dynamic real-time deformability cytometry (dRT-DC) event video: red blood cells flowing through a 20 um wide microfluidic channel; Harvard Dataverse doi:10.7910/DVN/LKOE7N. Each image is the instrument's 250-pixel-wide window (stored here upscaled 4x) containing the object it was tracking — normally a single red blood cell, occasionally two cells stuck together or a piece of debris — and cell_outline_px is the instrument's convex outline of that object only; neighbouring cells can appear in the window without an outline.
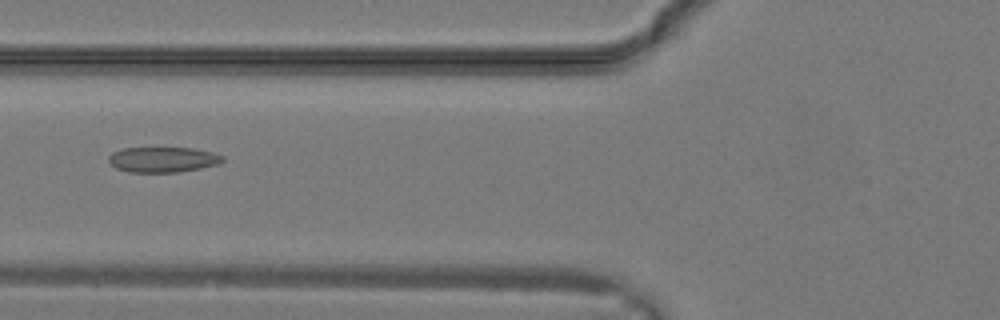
{"species": "common noctule bat (a hibernating species)", "species_latin": "Nyctalus noctula", "temperature_condition": "warm", "stored_images_in_passage": 26, "camera_frame_rate_fps": 3000, "um_per_image_px": 0.085, "animal": {"sex": "male", "body_mass_g": 19.2, "forearm_length_mm": 51.8}, "frame": {"image": 1, "passage_image": 8, "time_ms": 2.333, "image_size_px": [1000, 320], "cell_outline_px": [[224, 160], [220, 164], [180, 172], [128, 172], [116, 168], [108, 160], [108, 156], [112, 152], [124, 148], [192, 148], [212, 152], [224, 156]], "centroid_in_image_um": [13.86, 13.56], "position_along_channel_um": 111.9, "area_um2": 16.88}}
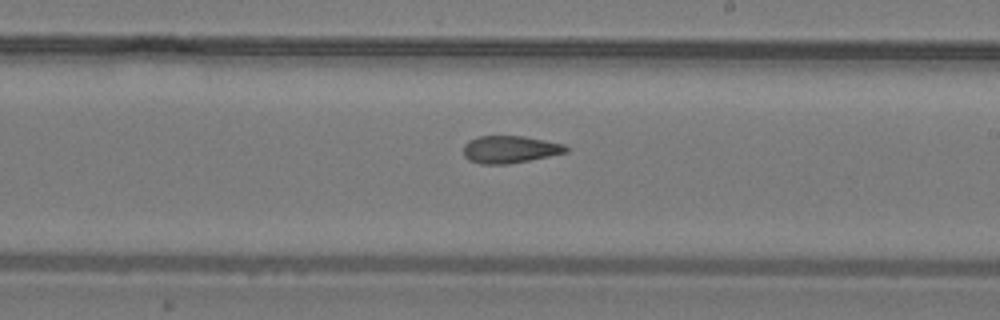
{"frame": {"image": 2, "passage_image": 14, "time_ms": 4.333, "image_size_px": [1000, 320], "cell_outline_px": [[568, 152], [528, 160], [504, 164], [480, 164], [468, 160], [464, 156], [464, 144], [468, 140], [480, 136], [524, 136], [564, 144], [568, 148]], "centroid_in_image_um": [43.31, 12.69], "position_along_channel_um": 245.7, "area_um2": 16.24}}
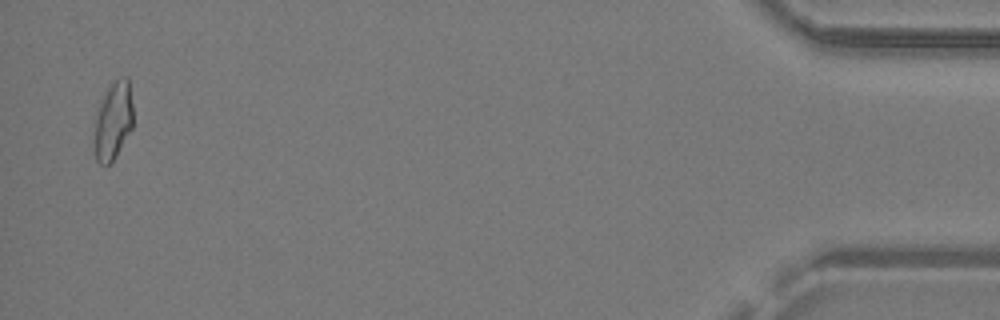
{"frame": {"image": 3, "passage_image": 26, "time_ms": 8.333, "image_size_px": [1000, 320], "cell_outline_px": [[132, 128], [112, 164], [100, 164], [96, 160], [92, 144], [96, 116], [100, 104], [108, 88], [116, 80], [124, 76], [128, 76], [132, 104]], "centroid_in_image_um": [9.6, 10.34], "position_along_channel_um": 425.6, "area_um2": 17.74}}